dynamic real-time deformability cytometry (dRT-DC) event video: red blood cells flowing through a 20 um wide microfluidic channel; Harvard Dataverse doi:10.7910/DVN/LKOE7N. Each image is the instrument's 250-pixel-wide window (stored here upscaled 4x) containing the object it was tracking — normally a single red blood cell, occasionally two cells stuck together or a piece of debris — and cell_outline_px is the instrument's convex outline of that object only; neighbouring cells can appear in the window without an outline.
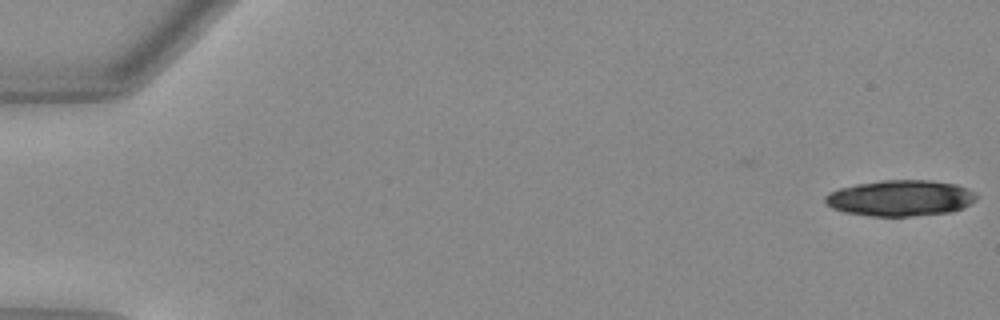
{"species": "Egyptian fruit bat (a non-hibernating species)", "species_latin": "Rousettus aegyptiacus", "temperature_condition": "warm", "stored_images_in_passage": 17, "camera_frame_rate_fps": 3000, "um_per_image_px": 0.085, "animal": {"sex": "female"}, "frame": {"image": 1, "passage_image": 1, "time_ms": 0.0, "image_size_px": [1000, 320], "cell_outline_px": [[976, 200], [964, 208], [948, 212], [908, 216], [872, 216], [844, 212], [832, 208], [824, 200], [824, 196], [828, 192], [840, 188], [856, 184], [880, 180], [928, 180], [956, 184], [972, 192], [976, 196]], "centroid_in_image_um": [76.49, 16.83], "position_along_channel_um": 8.5, "area_um2": 31.56}}